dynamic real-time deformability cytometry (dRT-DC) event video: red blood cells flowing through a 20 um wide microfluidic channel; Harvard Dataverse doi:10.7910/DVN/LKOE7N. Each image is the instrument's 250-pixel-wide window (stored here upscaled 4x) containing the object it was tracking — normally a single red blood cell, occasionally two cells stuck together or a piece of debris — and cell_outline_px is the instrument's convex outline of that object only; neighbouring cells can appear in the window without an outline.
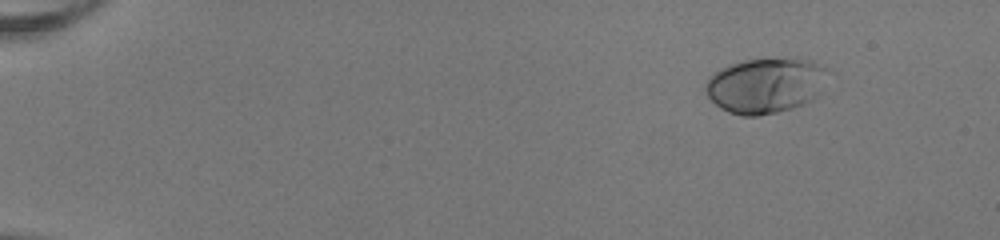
{"species": "human", "species_latin": "Homo sapiens", "temperature_condition": "room temperature", "stored_images_in_passage": 47, "camera_frame_rate_fps": 3000, "um_per_image_px": 0.085, "donor": {"sex": "female"}, "frame": {"image": 1, "passage_image": 1, "time_ms": 0.0, "image_size_px": [1000, 240], "cell_outline_px": [[832, 72], [816, 96], [792, 108], [776, 112], [756, 116], [740, 116], [728, 112], [720, 108], [708, 96], [704, 88], [704, 84], [708, 76], [720, 68], [728, 64], [744, 60], [796, 56], [812, 60], [828, 68]], "centroid_in_image_um": [65.08, 7.21], "position_along_channel_um": 19.9, "area_um2": 40.29}}
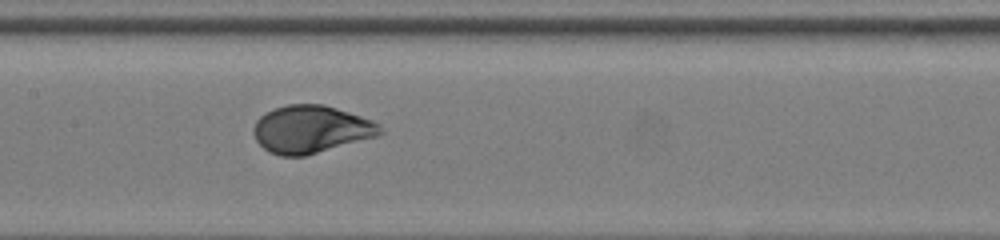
{"frame": {"image": 2, "passage_image": 23, "time_ms": 7.333, "image_size_px": [1000, 240], "cell_outline_px": [[384, 132], [376, 136], [304, 156], [280, 156], [268, 152], [256, 140], [252, 132], [252, 128], [256, 120], [260, 116], [276, 108], [288, 104], [324, 104], [372, 120], [380, 124]], "centroid_in_image_um": [26.41, 10.99], "position_along_channel_um": 181.0, "area_um2": 34.91}}
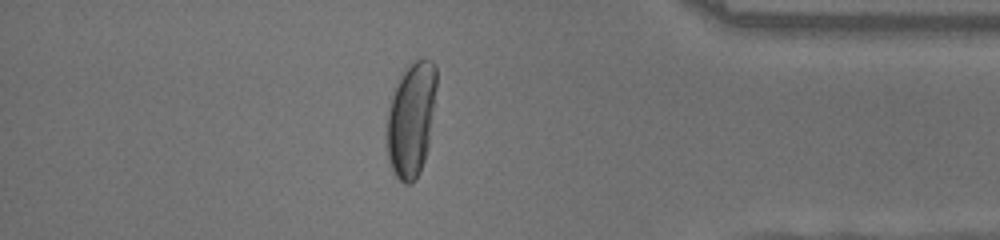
{"frame": {"image": 3, "passage_image": 41, "time_ms": 13.333, "image_size_px": [1000, 240], "cell_outline_px": [[436, 88], [428, 148], [420, 172], [416, 180], [412, 184], [404, 184], [392, 172], [388, 160], [388, 112], [392, 96], [400, 76], [404, 68], [416, 60], [432, 60], [436, 68]], "centroid_in_image_um": [34.96, 10.18], "position_along_channel_um": 400.2, "area_um2": 32.89}, "authors_computed_cell_mechanics": {"area_um2": 35.836, "velocity_mm_per_s": 4.0088, "shape_relaxation_time_tau1_ms": 2.9909, "shape_relaxation_time_tau2_ms": null, "deformation_change_tau1": 0.2005, "deformation_change_tau2": null}}